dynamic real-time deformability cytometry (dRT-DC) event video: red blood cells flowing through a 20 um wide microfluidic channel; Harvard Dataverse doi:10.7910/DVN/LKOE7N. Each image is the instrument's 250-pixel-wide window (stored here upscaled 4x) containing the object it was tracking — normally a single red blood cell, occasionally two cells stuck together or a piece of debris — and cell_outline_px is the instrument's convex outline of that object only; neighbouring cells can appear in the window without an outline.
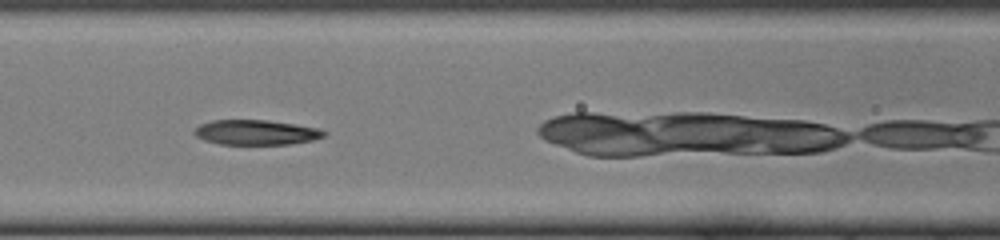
{"species": "common noctule bat (a hibernating species)", "species_latin": "Nyctalus noctula", "temperature_condition": "cold", "stored_images_in_passage": 24, "camera_frame_rate_fps": 3000, "um_per_image_px": 0.085, "animal": {"sex": "female", "body_mass_g": 22.0, "forearm_length_mm": 56.7}, "frame": {"image": 1, "passage_image": 9, "time_ms": 2.667, "image_size_px": [1000, 240], "cell_outline_px": [[328, 132], [324, 136], [312, 140], [288, 144], [220, 144], [204, 140], [196, 136], [192, 132], [200, 124], [212, 120], [268, 120], [296, 124], [320, 128]], "centroid_in_image_um": [21.77, 11.24], "position_along_channel_um": 144.8, "area_um2": 18.9}}
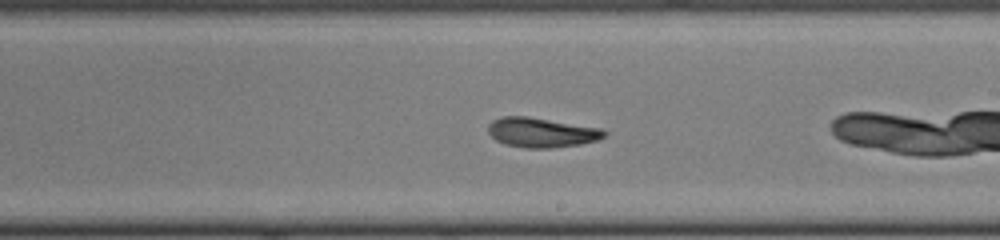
{"frame": {"image": 2, "passage_image": 16, "time_ms": 5.0, "image_size_px": [1000, 240], "cell_outline_px": [[608, 132], [600, 140], [580, 144], [552, 148], [524, 148], [504, 144], [496, 140], [488, 132], [488, 124], [492, 120], [504, 116], [528, 116], [604, 128]], "centroid_in_image_um": [46.06, 11.26], "position_along_channel_um": 242.9, "area_um2": 20.4}}
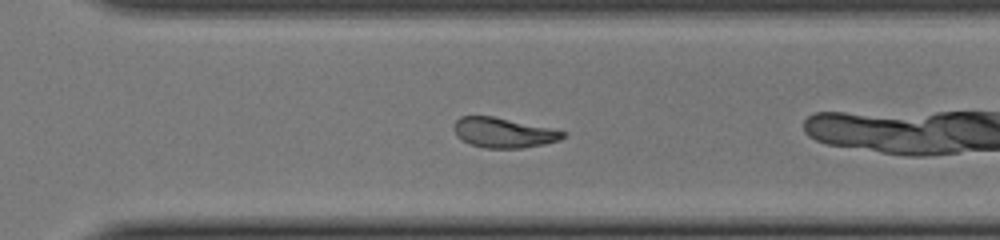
{"frame": {"image": 3, "passage_image": 22, "time_ms": 7.0, "image_size_px": [1000, 240], "cell_outline_px": [[568, 136], [560, 140], [544, 144], [520, 148], [484, 148], [460, 140], [456, 136], [452, 128], [452, 124], [460, 116], [492, 116], [568, 132]], "centroid_in_image_um": [42.77, 11.28], "position_along_channel_um": 327.8, "area_um2": 19.13}}